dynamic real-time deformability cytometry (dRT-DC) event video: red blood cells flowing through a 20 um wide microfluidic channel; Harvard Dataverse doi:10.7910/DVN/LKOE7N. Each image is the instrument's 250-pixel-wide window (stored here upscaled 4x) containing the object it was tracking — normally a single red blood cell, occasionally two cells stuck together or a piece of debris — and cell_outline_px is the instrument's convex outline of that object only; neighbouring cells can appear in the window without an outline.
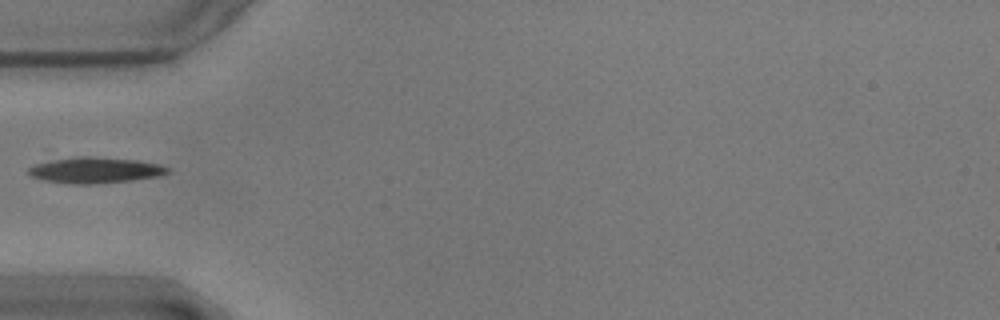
{"species": "common noctule bat (a hibernating species)", "species_latin": "Nyctalus noctula", "temperature_condition": "warm", "stored_images_in_passage": 4, "camera_frame_rate_fps": 3000, "um_per_image_px": 0.085, "animal": {"sex": "male", "body_mass_g": 17.9}, "frame": {"image": 1, "passage_image": 1, "time_ms": 0.0, "image_size_px": [1000, 320], "cell_outline_px": [[168, 172], [156, 176], [128, 180], [92, 184], [72, 184], [48, 180], [32, 176], [28, 172], [28, 168], [36, 164], [52, 160], [76, 156], [96, 156], [140, 160], [160, 164], [168, 168]], "centroid_in_image_um": [8.09, 14.44], "position_along_channel_um": 76.9, "area_um2": 20.69}}